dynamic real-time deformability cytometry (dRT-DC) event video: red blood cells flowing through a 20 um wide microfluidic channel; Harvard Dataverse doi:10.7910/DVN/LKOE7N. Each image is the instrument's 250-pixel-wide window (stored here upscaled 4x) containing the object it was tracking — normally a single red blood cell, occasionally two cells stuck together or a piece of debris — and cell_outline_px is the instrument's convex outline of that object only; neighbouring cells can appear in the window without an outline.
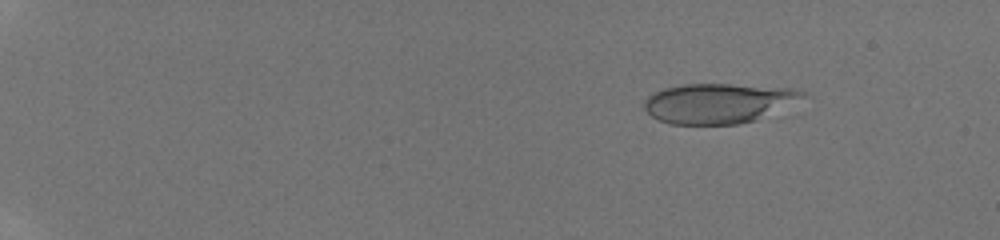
{"species": "human", "species_latin": "Homo sapiens", "temperature_condition": "room temperature", "stored_images_in_passage": 50, "camera_frame_rate_fps": 3000, "um_per_image_px": 0.085, "donor": {"sex": "male"}, "frame": {"image": 1, "passage_image": 6, "time_ms": 1.667, "image_size_px": [1000, 240], "cell_outline_px": [[812, 96], [756, 120], [740, 124], [668, 124], [652, 116], [644, 108], [644, 100], [652, 92], [664, 88], [684, 84], [732, 84], [792, 88], [804, 92]], "centroid_in_image_um": [61.11, 8.77], "position_along_channel_um": 23.9, "area_um2": 37.22}}
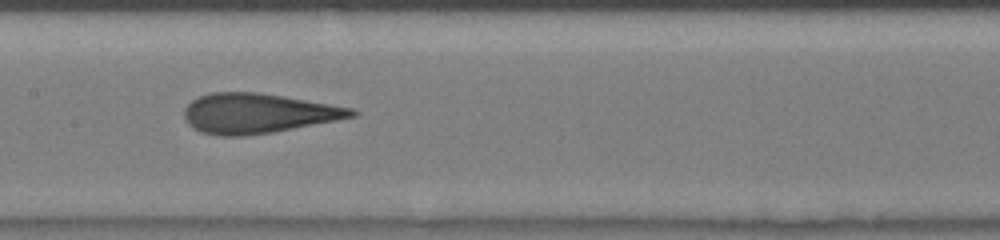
{"frame": {"image": 2, "passage_image": 28, "time_ms": 9.0, "image_size_px": [1000, 240], "cell_outline_px": [[360, 112], [356, 116], [336, 120], [272, 132], [244, 136], [220, 136], [200, 132], [192, 128], [184, 120], [184, 108], [192, 100], [200, 96], [212, 92], [256, 92], [352, 108]], "centroid_in_image_um": [21.85, 9.64], "position_along_channel_um": 185.5, "area_um2": 38.55}}
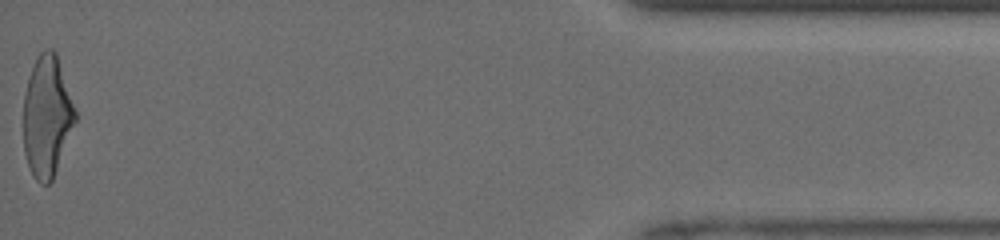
{"frame": {"image": 3, "passage_image": 50, "time_ms": 16.333, "image_size_px": [1000, 240], "cell_outline_px": [[76, 120], [52, 180], [48, 184], [40, 184], [32, 176], [24, 152], [24, 96], [28, 76], [36, 56], [44, 48], [52, 48], [56, 52], [76, 112]], "centroid_in_image_um": [3.97, 9.87], "position_along_channel_um": 431.2, "area_um2": 36.41}, "authors_computed_cell_mechanics": {"area_um2": 37.5122, "velocity_mm_per_s": 4.2536, "shape_relaxation_time_tau1_ms": 5.1069, "shape_relaxation_time_tau2_ms": 0.8406, "deformation_change_tau1": 0.1955, "deformation_change_tau2": 0.0922}}